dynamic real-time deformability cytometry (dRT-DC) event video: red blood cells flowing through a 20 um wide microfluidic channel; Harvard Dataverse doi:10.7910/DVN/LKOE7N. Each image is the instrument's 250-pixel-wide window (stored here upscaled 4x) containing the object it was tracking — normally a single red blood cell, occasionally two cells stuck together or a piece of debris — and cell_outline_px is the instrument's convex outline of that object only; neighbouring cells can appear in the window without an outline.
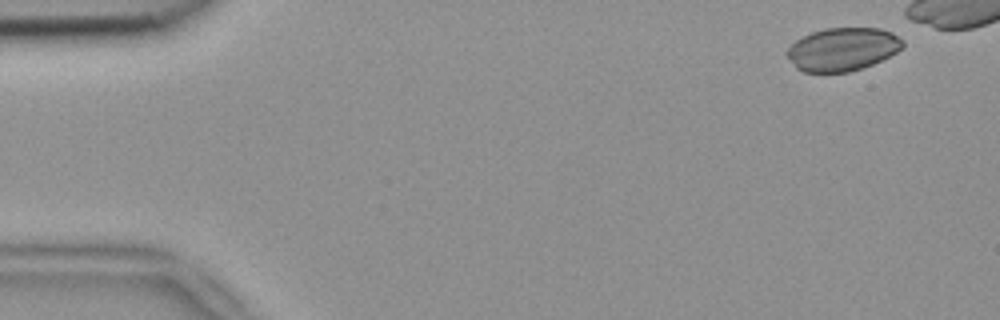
{"species": "common noctule bat (a hibernating species)", "species_latin": "Nyctalus noctula", "temperature_condition": "room temperature", "stored_images_in_passage": 3, "camera_frame_rate_fps": 3000, "um_per_image_px": 0.085, "animal": {"sex": "female", "body_mass_g": 18.4}, "frame": {"image": 1, "passage_image": 1, "time_ms": 0.0, "image_size_px": [1000, 320], "cell_outline_px": [[904, 44], [896, 52], [872, 64], [848, 72], [804, 72], [796, 68], [788, 56], [788, 48], [796, 40], [812, 32], [824, 28], [880, 28], [892, 32], [904, 40]], "centroid_in_image_um": [71.63, 4.17], "position_along_channel_um": 13.4, "area_um2": 28.78}}